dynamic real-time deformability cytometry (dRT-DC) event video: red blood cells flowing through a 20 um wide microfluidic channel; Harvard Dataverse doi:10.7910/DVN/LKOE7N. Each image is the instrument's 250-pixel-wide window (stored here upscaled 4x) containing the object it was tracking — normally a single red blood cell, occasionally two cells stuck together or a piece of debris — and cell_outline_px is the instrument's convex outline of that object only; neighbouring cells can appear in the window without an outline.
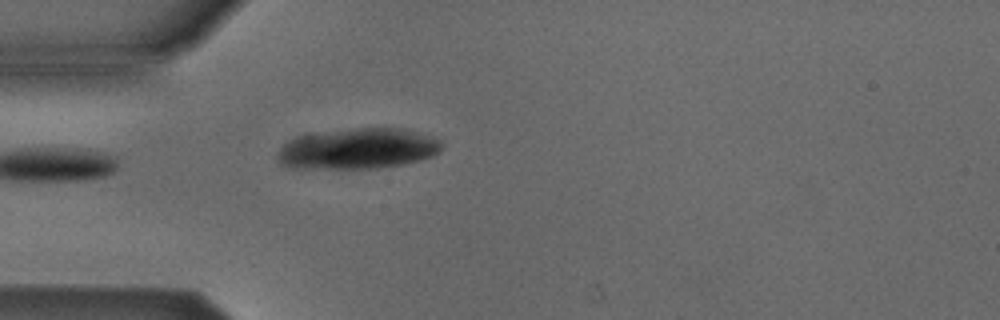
{"species": "Egyptian fruit bat (a non-hibernating species)", "species_latin": "Rousettus aegyptiacus", "temperature_condition": "cold", "stored_images_in_passage": 11, "camera_frame_rate_fps": 3000, "um_per_image_px": 0.085, "animal": {"sex": "male"}, "frame": {"image": 1, "passage_image": 1, "time_ms": 0.0, "image_size_px": [1000, 320], "cell_outline_px": [[444, 144], [440, 152], [432, 156], [400, 164], [376, 168], [296, 168], [280, 164], [276, 156], [276, 152], [288, 140], [296, 136], [316, 132], [356, 128], [404, 128], [440, 140]], "centroid_in_image_um": [30.37, 12.63], "position_along_channel_um": 54.6, "area_um2": 38.96}}